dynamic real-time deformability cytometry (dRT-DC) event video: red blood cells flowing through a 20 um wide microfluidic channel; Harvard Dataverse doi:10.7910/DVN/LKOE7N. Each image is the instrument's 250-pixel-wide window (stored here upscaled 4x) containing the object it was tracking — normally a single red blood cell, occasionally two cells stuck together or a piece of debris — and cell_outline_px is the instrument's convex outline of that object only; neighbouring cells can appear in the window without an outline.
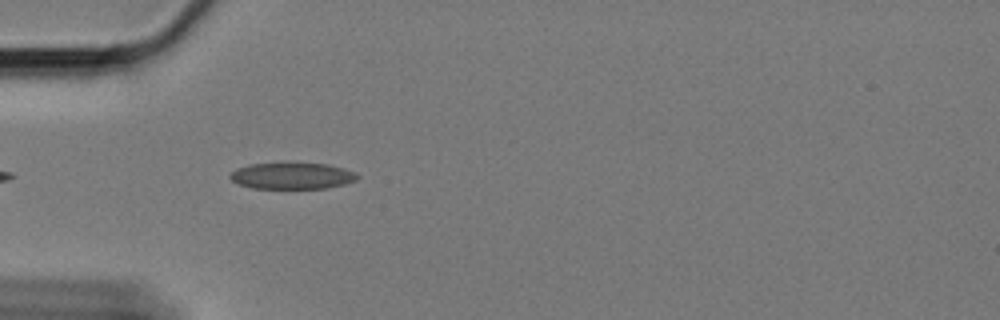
{"species": "Egyptian fruit bat (a non-hibernating species)", "species_latin": "Rousettus aegyptiacus", "temperature_condition": "cold", "stored_images_in_passage": 22, "camera_frame_rate_fps": 3000, "um_per_image_px": 0.085, "animal": {"sex": "female"}, "frame": {"image": 1, "passage_image": 4, "time_ms": 1.0, "image_size_px": [1000, 320], "cell_outline_px": [[360, 176], [356, 180], [344, 184], [324, 188], [252, 188], [240, 184], [232, 180], [228, 176], [236, 168], [248, 164], [328, 164], [344, 168], [356, 172]], "centroid_in_image_um": [24.84, 14.95], "position_along_channel_um": 60.2, "area_um2": 19.31}}
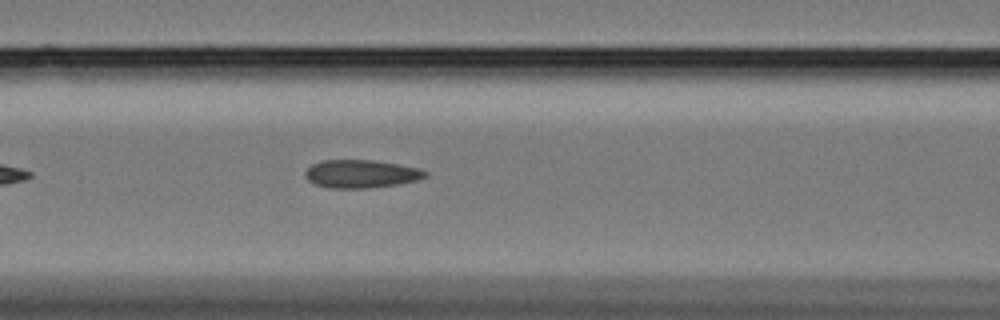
{"frame": {"image": 2, "passage_image": 11, "time_ms": 3.333, "image_size_px": [1000, 320], "cell_outline_px": [[428, 176], [416, 180], [396, 184], [368, 188], [328, 188], [316, 184], [308, 180], [304, 176], [304, 172], [312, 164], [320, 160], [372, 160], [400, 164], [416, 168], [428, 172]], "centroid_in_image_um": [30.66, 14.77], "position_along_channel_um": 135.9, "area_um2": 19.59}}
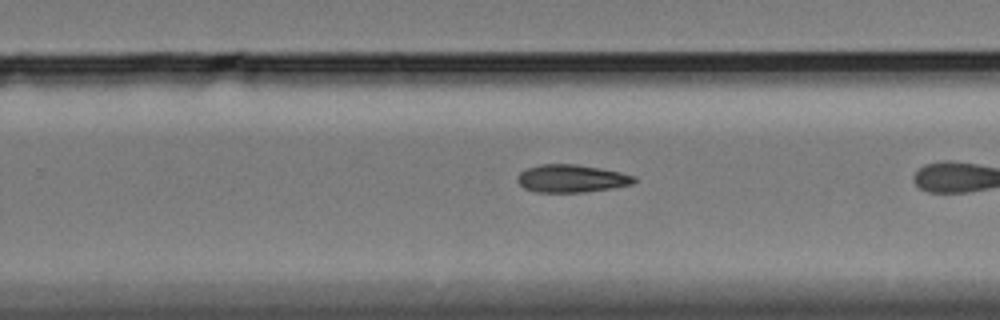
{"frame": {"image": 3, "passage_image": 21, "time_ms": 6.667, "image_size_px": [1000, 320], "cell_outline_px": [[636, 180], [632, 184], [584, 192], [536, 192], [524, 188], [516, 180], [516, 176], [524, 168], [540, 164], [576, 164], [600, 168], [620, 172], [636, 176]], "centroid_in_image_um": [48.52, 15.16], "position_along_channel_um": 281.3, "area_um2": 18.9}}